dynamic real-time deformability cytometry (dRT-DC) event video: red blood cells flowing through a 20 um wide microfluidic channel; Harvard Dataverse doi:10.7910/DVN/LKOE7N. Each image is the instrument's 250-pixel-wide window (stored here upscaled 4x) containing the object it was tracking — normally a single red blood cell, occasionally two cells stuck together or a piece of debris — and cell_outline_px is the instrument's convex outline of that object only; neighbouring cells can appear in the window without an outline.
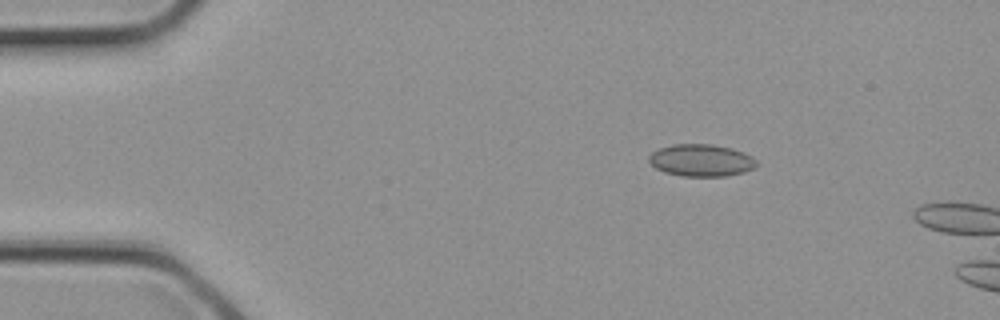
{"species": "common noctule bat (a hibernating species)", "species_latin": "Nyctalus noctula", "temperature_condition": "cold", "stored_images_in_passage": 3, "camera_frame_rate_fps": 3000, "um_per_image_px": 0.085, "animal": {"sex": "female", "body_mass_g": 21.9}, "frame": {"image": 1, "passage_image": 2, "time_ms": 0.333, "image_size_px": [1000, 320], "cell_outline_px": [[756, 164], [752, 168], [744, 172], [724, 176], [680, 176], [664, 172], [656, 168], [648, 160], [648, 156], [652, 152], [660, 148], [672, 144], [712, 144], [732, 148], [744, 152], [752, 156], [756, 160]], "centroid_in_image_um": [59.59, 13.62], "position_along_channel_um": 25.4, "area_um2": 20.17}}